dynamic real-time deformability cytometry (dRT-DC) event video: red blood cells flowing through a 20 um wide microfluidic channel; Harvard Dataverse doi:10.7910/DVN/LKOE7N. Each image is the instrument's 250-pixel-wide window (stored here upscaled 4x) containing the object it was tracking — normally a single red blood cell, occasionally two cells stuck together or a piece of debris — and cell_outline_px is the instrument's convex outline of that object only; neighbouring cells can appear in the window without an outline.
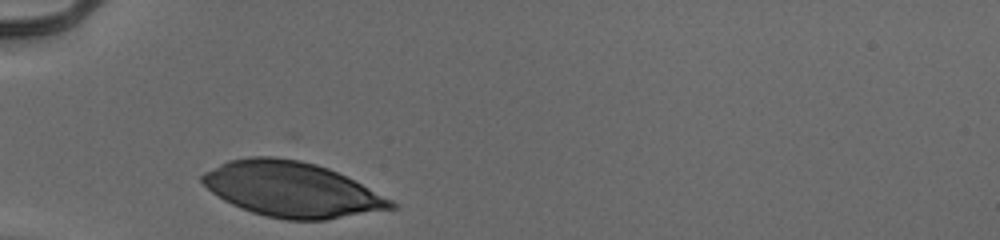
{"species": "human", "species_latin": "Homo sapiens", "temperature_condition": "cold", "stored_images_in_passage": 27, "camera_frame_rate_fps": 3000, "um_per_image_px": 0.085, "donor": {"sex": "male"}, "frame": {"image": 1, "passage_image": 1, "time_ms": 0.0, "image_size_px": [1000, 240], "cell_outline_px": [[396, 208], [328, 220], [284, 220], [264, 216], [240, 208], [224, 200], [212, 192], [200, 180], [200, 176], [204, 172], [228, 160], [248, 156], [276, 156], [300, 160], [316, 164], [328, 168], [392, 200], [396, 204]], "centroid_in_image_um": [24.76, 16.1], "position_along_channel_um": 60.2, "area_um2": 60.4}}
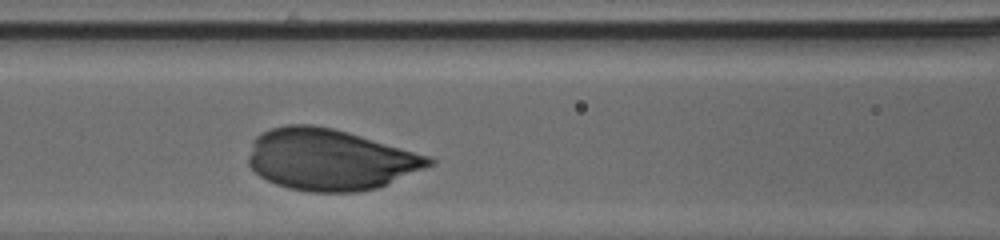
{"frame": {"image": 2, "passage_image": 8, "time_ms": 2.333, "image_size_px": [1000, 240], "cell_outline_px": [[436, 164], [376, 188], [356, 192], [312, 192], [288, 188], [276, 184], [260, 176], [248, 164], [248, 156], [252, 144], [256, 136], [260, 132], [272, 128], [288, 124], [312, 124], [332, 128], [348, 132], [432, 156], [436, 160]], "centroid_in_image_um": [28.07, 13.56], "position_along_channel_um": 138.5, "area_um2": 64.62}}
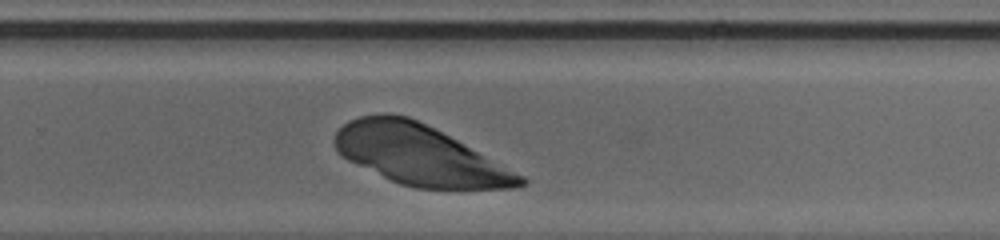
{"frame": {"image": 3, "passage_image": 20, "time_ms": 6.333, "image_size_px": [1000, 240], "cell_outline_px": [[528, 184], [516, 188], [416, 188], [400, 184], [348, 160], [336, 148], [332, 140], [336, 132], [348, 120], [360, 116], [384, 112], [388, 112], [408, 116], [456, 140], [524, 176], [528, 180]], "centroid_in_image_um": [35.63, 13.16], "position_along_channel_um": 294.2, "area_um2": 63.87}}